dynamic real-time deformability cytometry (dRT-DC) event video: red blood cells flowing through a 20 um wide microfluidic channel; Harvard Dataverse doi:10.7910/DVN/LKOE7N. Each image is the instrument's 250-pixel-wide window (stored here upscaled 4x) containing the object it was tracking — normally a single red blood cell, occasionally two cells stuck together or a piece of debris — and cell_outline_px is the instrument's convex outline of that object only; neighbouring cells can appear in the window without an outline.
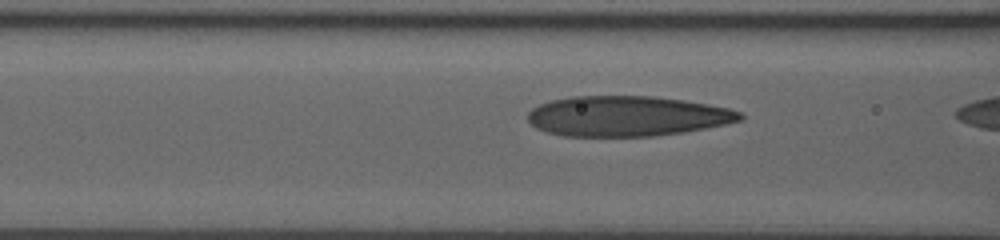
{"species": "human", "species_latin": "Homo sapiens", "temperature_condition": "room temperature", "stored_images_in_passage": 5, "camera_frame_rate_fps": 3000, "um_per_image_px": 0.085, "donor": {"sex": "male"}, "frame": {"image": 1, "passage_image": 4, "time_ms": 1.333, "image_size_px": [1000, 240], "cell_outline_px": [[744, 116], [740, 120], [724, 124], [684, 132], [652, 136], [564, 136], [544, 132], [536, 128], [528, 120], [528, 112], [532, 108], [540, 104], [552, 100], [572, 96], [652, 96], [684, 100], [708, 104], [728, 108], [740, 112]], "centroid_in_image_um": [53.26, 9.87], "position_along_channel_um": 113.3, "area_um2": 49.71}}